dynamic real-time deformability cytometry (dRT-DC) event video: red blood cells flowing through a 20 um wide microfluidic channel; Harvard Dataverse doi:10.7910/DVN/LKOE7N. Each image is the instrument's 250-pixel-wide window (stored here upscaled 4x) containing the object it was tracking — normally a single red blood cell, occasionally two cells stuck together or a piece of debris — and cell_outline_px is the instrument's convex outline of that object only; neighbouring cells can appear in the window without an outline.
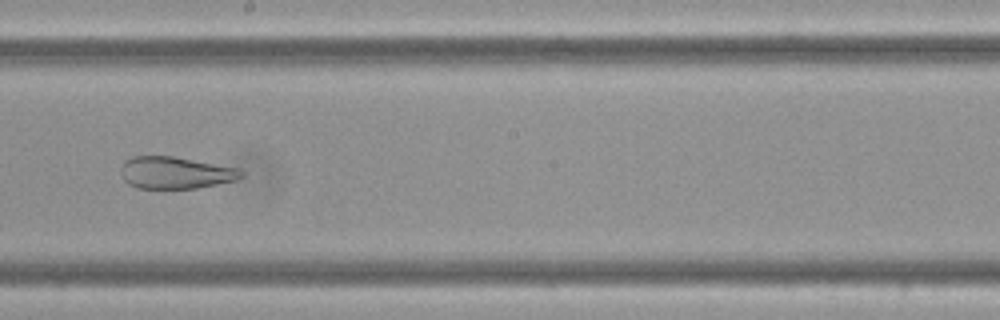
{"species": "Egyptian fruit bat (a non-hibernating species)", "species_latin": "Rousettus aegyptiacus", "temperature_condition": "cold", "stored_images_in_passage": 15, "camera_frame_rate_fps": 3000, "um_per_image_px": 0.085, "frame": {"image": 1, "passage_image": 9, "time_ms": 2.667, "image_size_px": [1000, 320], "cell_outline_px": [[244, 176], [236, 180], [196, 188], [136, 188], [128, 184], [124, 180], [120, 172], [120, 168], [124, 160], [132, 156], [172, 156], [240, 168], [244, 172]], "centroid_in_image_um": [14.9, 14.67], "position_along_channel_um": 233.3, "area_um2": 22.6}}